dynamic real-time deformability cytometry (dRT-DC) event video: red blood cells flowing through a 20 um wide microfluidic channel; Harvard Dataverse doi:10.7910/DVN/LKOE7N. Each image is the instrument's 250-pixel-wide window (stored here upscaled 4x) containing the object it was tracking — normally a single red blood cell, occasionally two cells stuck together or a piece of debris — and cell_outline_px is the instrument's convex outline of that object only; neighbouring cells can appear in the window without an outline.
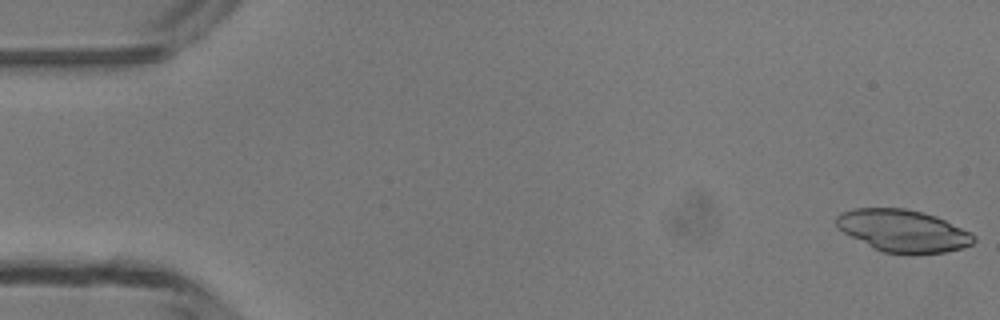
{"species": "common noctule bat (a hibernating species)", "species_latin": "Nyctalus noctula", "temperature_condition": "room temperature", "stored_images_in_passage": 48, "camera_frame_rate_fps": 3000, "um_per_image_px": 0.085, "animal": {"sex": "male", "body_mass_g": 13.3}, "frame": {"image": 1, "passage_image": 1, "time_ms": 0.0, "image_size_px": [1000, 320], "cell_outline_px": [[976, 240], [972, 244], [964, 248], [944, 252], [884, 252], [836, 228], [836, 216], [840, 212], [852, 208], [904, 208], [924, 212], [936, 216], [972, 232], [976, 236]], "centroid_in_image_um": [76.78, 19.57], "position_along_channel_um": 8.2, "area_um2": 33.35}}